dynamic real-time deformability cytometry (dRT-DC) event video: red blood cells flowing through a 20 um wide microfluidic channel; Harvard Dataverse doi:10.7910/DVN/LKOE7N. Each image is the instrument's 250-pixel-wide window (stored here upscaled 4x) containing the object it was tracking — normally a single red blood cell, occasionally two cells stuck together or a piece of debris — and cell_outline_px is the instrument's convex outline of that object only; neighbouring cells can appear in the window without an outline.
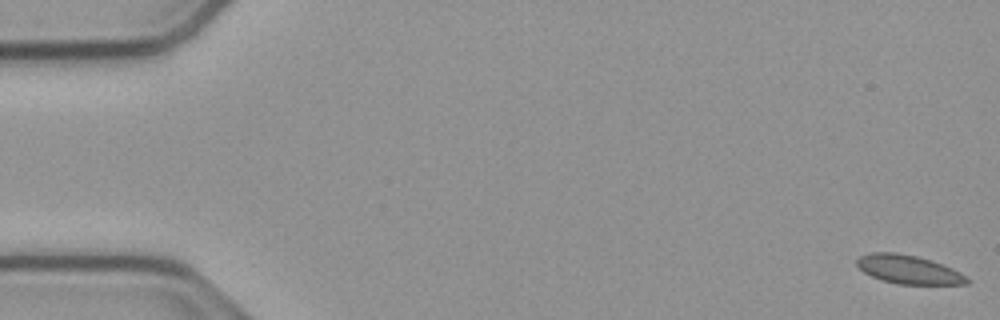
{"species": "common noctule bat (a hibernating species)", "species_latin": "Nyctalus noctula", "temperature_condition": "cold", "stored_images_in_passage": 55, "camera_frame_rate_fps": 3000, "um_per_image_px": 0.085, "animal": {"sex": "male", "body_mass_g": 23.1, "forearm_length_mm": 52.7}, "frame": {"image": 1, "passage_image": 1, "time_ms": 0.0, "image_size_px": [1000, 320], "cell_outline_px": [[972, 280], [968, 284], [896, 284], [880, 280], [864, 272], [856, 264], [856, 260], [860, 256], [872, 252], [892, 252], [916, 256], [952, 268], [968, 276]], "centroid_in_image_um": [77.24, 22.92], "position_along_channel_um": 7.8, "area_um2": 18.32}}
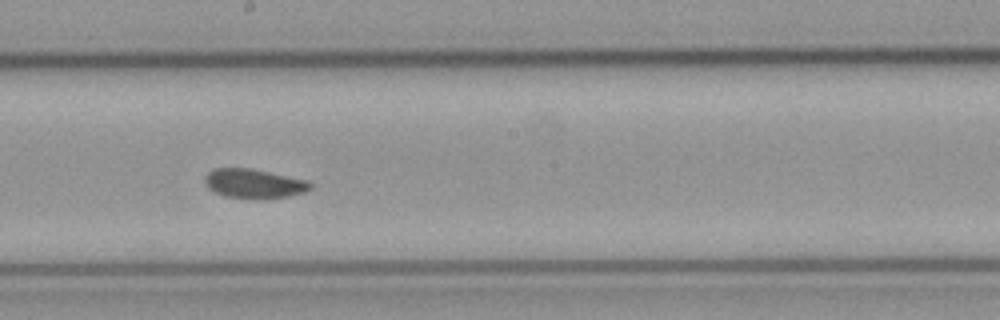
{"frame": {"image": 2, "passage_image": 30, "time_ms": 9.667, "image_size_px": [1000, 320], "cell_outline_px": [[312, 188], [304, 192], [288, 196], [264, 200], [256, 200], [224, 196], [208, 188], [204, 180], [208, 172], [216, 168], [252, 168], [308, 180], [312, 184]], "centroid_in_image_um": [21.61, 15.62], "position_along_channel_um": 226.6, "area_um2": 18.32}}
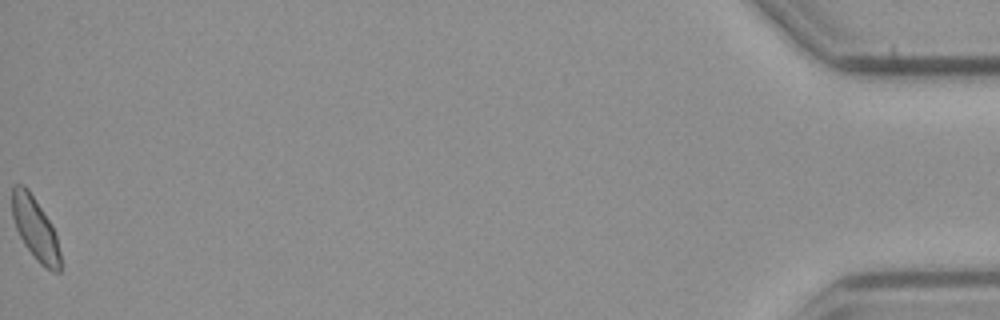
{"frame": {"image": 3, "passage_image": 55, "time_ms": 18.0, "image_size_px": [1000, 320], "cell_outline_px": [[60, 272], [52, 272], [40, 264], [36, 260], [24, 244], [16, 228], [12, 216], [12, 184], [24, 184], [28, 188], [52, 224], [56, 236], [60, 252]], "centroid_in_image_um": [2.99, 19.41], "position_along_channel_um": 432.2, "area_um2": 17.69}, "authors_computed_cell_mechanics": {"area_um2": 18.2648, "velocity_mm_per_s": 3.7632, "shape_relaxation_time_tau1_ms": 6.3354, "shape_relaxation_time_tau2_ms": 1.8109, "deformation_change_tau1": 0.1221, "deformation_change_tau2": 0.0607}}